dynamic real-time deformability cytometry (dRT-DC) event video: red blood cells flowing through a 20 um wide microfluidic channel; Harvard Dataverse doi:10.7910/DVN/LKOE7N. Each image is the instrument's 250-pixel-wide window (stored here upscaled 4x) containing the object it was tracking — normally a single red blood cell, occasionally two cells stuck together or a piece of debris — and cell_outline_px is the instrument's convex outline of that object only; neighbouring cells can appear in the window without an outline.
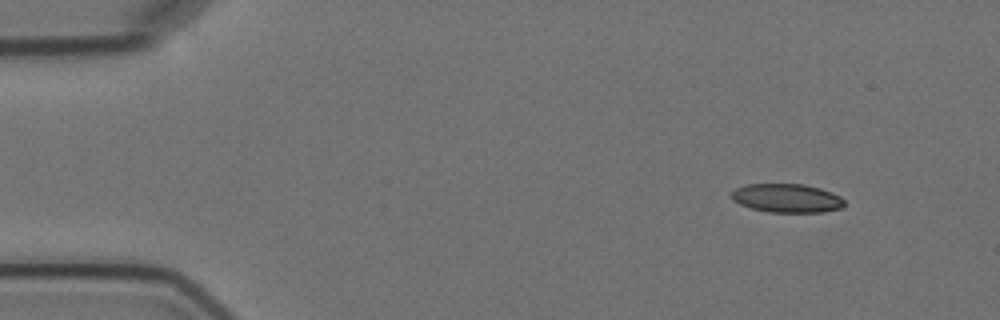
{"species": "Egyptian fruit bat (a non-hibernating species)", "species_latin": "Rousettus aegyptiacus", "temperature_condition": "cold", "stored_images_in_passage": 5, "camera_frame_rate_fps": 3000, "um_per_image_px": 0.085, "animal": {"sex": "female"}, "frame": {"image": 1, "passage_image": 1, "time_ms": 0.0, "image_size_px": [1000, 320], "cell_outline_px": [[844, 208], [824, 212], [768, 212], [752, 208], [740, 204], [732, 200], [732, 192], [736, 188], [744, 184], [804, 184], [820, 188], [832, 192], [840, 196], [844, 200]], "centroid_in_image_um": [66.91, 16.84], "position_along_channel_um": 18.1, "area_um2": 19.02}}
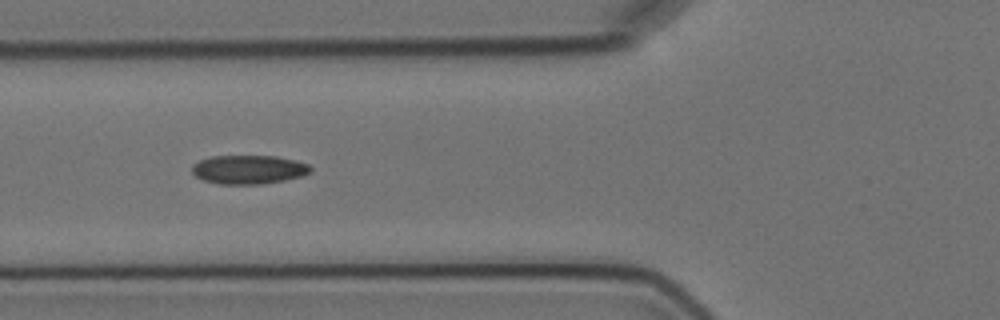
{"frame": {"image": 2, "passage_image": 4, "time_ms": 5.0, "image_size_px": [1000, 320], "cell_outline_px": [[312, 172], [300, 176], [284, 180], [260, 184], [220, 184], [204, 180], [196, 176], [192, 172], [192, 164], [200, 160], [212, 156], [276, 156], [296, 160], [308, 164], [312, 168]], "centroid_in_image_um": [21.14, 14.4], "position_along_channel_um": 104.7, "area_um2": 19.88}}
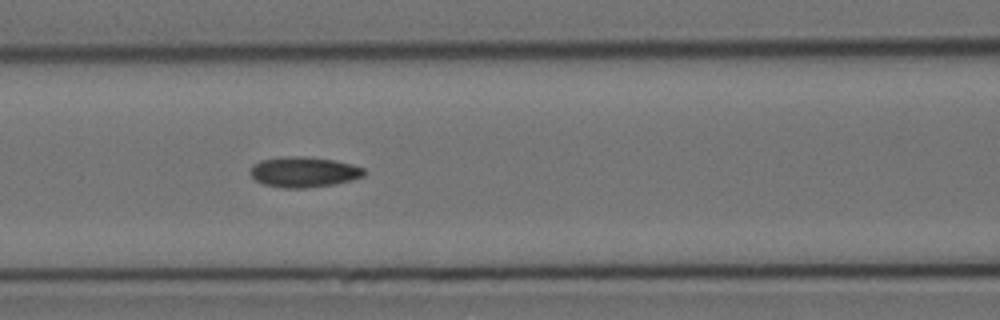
{"frame": {"image": 3, "passage_image": 5, "time_ms": 6.0, "image_size_px": [1000, 320], "cell_outline_px": [[368, 172], [364, 176], [352, 180], [332, 184], [304, 188], [284, 188], [264, 184], [256, 180], [248, 172], [252, 164], [260, 160], [280, 156], [304, 156], [332, 160], [352, 164], [364, 168]], "centroid_in_image_um": [25.8, 14.61], "position_along_channel_um": 140.8, "area_um2": 20.35}}